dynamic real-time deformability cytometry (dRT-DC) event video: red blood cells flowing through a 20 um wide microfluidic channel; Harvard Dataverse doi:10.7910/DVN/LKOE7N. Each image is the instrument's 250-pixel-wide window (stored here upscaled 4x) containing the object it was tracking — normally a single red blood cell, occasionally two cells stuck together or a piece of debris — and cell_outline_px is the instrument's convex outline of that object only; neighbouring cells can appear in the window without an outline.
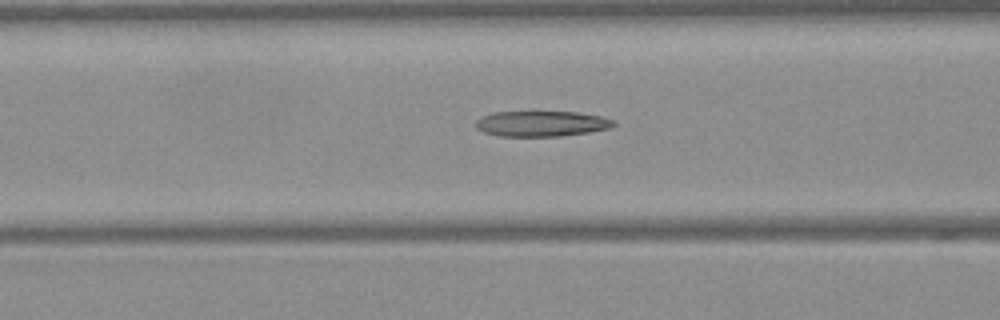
{"species": "Egyptian fruit bat (a non-hibernating species)", "species_latin": "Rousettus aegyptiacus", "temperature_condition": "warm", "stored_images_in_passage": 47, "camera_frame_rate_fps": 3000, "um_per_image_px": 0.085, "frame": {"image": 1, "passage_image": 17, "time_ms": 5.333, "image_size_px": [1000, 320], "cell_outline_px": [[616, 124], [608, 128], [588, 132], [560, 136], [500, 136], [484, 132], [476, 128], [476, 120], [492, 112], [576, 112], [600, 116], [612, 120]], "centroid_in_image_um": [46.0, 10.51], "position_along_channel_um": 120.6, "area_um2": 20.23}}
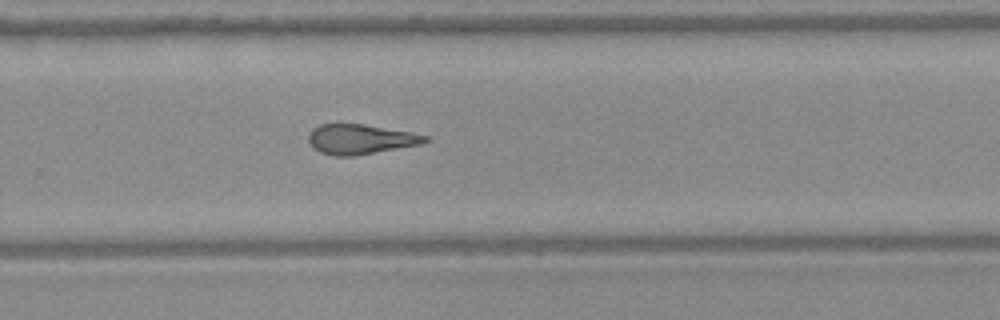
{"frame": {"image": 2, "passage_image": 30, "time_ms": 9.667, "image_size_px": [1000, 320], "cell_outline_px": [[428, 140], [420, 144], [352, 156], [332, 156], [320, 152], [308, 140], [308, 132], [312, 128], [320, 124], [364, 124], [412, 132], [428, 136]], "centroid_in_image_um": [30.6, 11.82], "position_along_channel_um": 299.2, "area_um2": 20.11}}
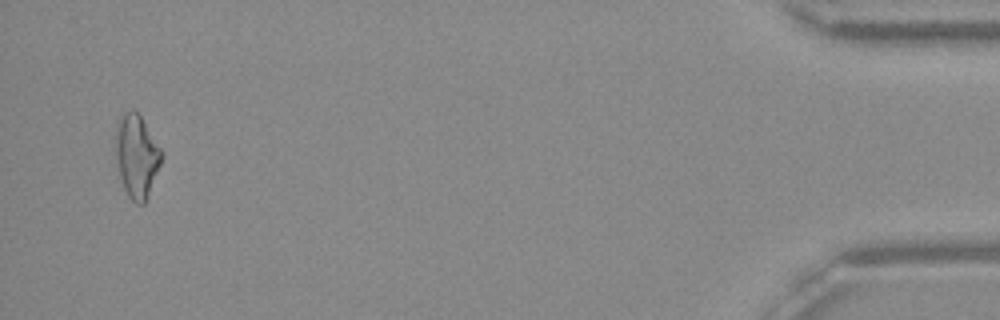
{"frame": {"image": 3, "passage_image": 45, "time_ms": 14.667, "image_size_px": [1000, 320], "cell_outline_px": [[164, 156], [144, 204], [136, 204], [128, 196], [124, 188], [112, 152], [116, 124], [120, 116], [124, 112], [132, 108], [140, 116], [164, 152]], "centroid_in_image_um": [11.57, 13.23], "position_along_channel_um": 423.6, "area_um2": 22.83}}